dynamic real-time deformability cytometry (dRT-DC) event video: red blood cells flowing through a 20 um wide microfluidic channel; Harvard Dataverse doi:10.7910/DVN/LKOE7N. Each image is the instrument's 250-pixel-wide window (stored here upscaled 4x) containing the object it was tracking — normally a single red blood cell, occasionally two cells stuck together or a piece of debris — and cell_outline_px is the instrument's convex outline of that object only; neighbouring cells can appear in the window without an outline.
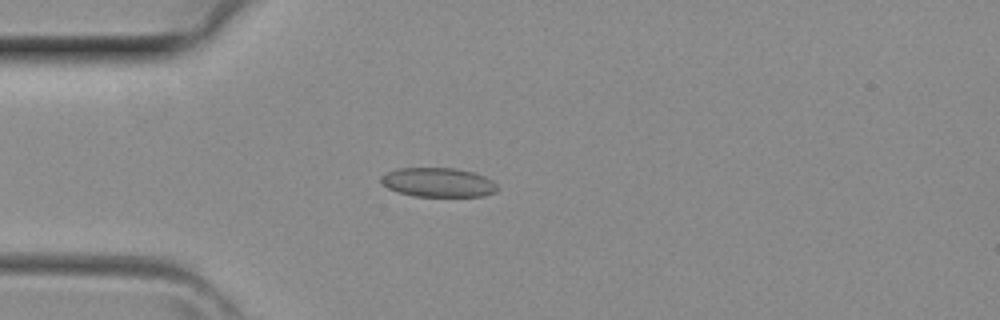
{"species": "common noctule bat (a hibernating species)", "species_latin": "Nyctalus noctula", "temperature_condition": "room temperature", "stored_images_in_passage": 3, "camera_frame_rate_fps": 3000, "um_per_image_px": 0.085, "animal": {"sex": "female", "body_mass_g": 29.2, "forearm_length_mm": 56.3}, "frame": {"image": 1, "passage_image": 3, "time_ms": 0.667, "image_size_px": [1000, 320], "cell_outline_px": [[496, 192], [484, 196], [412, 196], [396, 192], [388, 188], [380, 180], [380, 176], [396, 168], [452, 168], [472, 172], [484, 176], [492, 180], [496, 184]], "centroid_in_image_um": [37.22, 15.51], "position_along_channel_um": 47.8, "area_um2": 19.77}}